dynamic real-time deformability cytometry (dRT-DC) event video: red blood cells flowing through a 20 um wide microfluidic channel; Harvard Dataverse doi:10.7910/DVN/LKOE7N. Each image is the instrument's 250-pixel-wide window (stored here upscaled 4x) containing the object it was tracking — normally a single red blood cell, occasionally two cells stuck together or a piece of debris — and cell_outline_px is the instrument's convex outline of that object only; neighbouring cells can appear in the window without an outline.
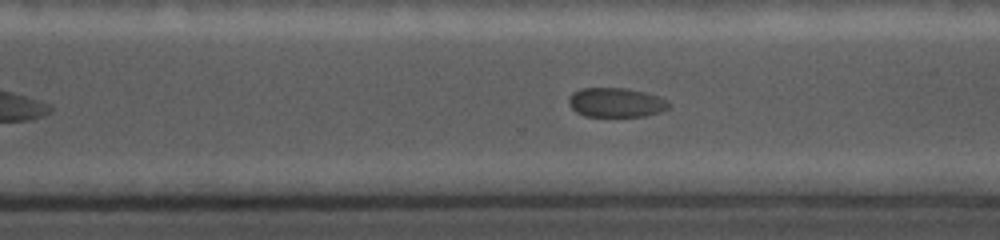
{"species": "common noctule bat (a hibernating species)", "species_latin": "Nyctalus noctula", "temperature_condition": "cold", "stored_images_in_passage": 61, "segment_of_instrument_passage": [1, 2], "camera_frame_rate_fps": 5000, "um_per_image_px": 0.085, "animal": {"sex": "female", "body_mass_g": 19.0, "forearm_length_mm": 56.7}, "frame": {"image": 1, "passage_image": 47, "time_ms": 9.2, "image_size_px": [1000, 240], "cell_outline_px": [[668, 108], [660, 112], [644, 116], [584, 116], [576, 112], [568, 104], [568, 100], [572, 92], [580, 88], [628, 88], [660, 96], [668, 100]], "centroid_in_image_um": [52.34, 8.7], "position_along_channel_um": 318.3, "area_um2": 17.22}}
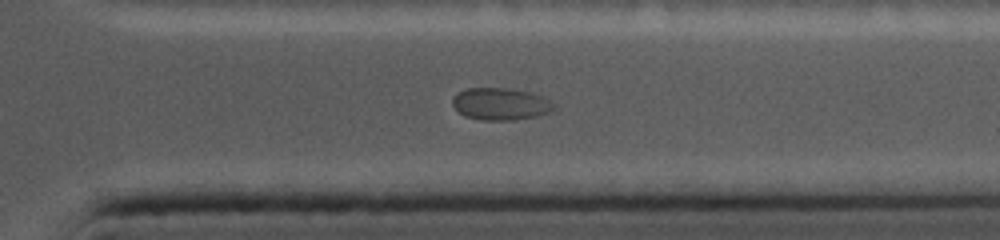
{"frame": {"image": 2, "passage_image": 54, "time_ms": 10.6, "image_size_px": [1000, 240], "cell_outline_px": [[556, 108], [548, 112], [536, 116], [512, 120], [480, 120], [464, 116], [452, 104], [452, 100], [456, 92], [468, 88], [508, 88], [528, 92], [544, 96], [556, 104]], "centroid_in_image_um": [42.55, 8.83], "position_along_channel_um": 368.8, "area_um2": 19.07}}
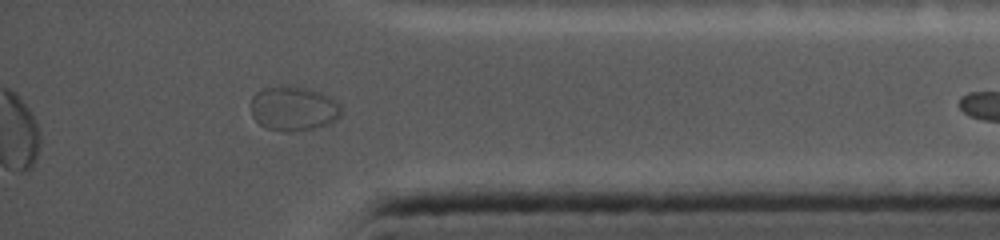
{"frame": {"image": 3, "passage_image": 60, "time_ms": 11.8, "image_size_px": [1000, 240], "cell_outline_px": [[340, 116], [332, 124], [292, 132], [288, 132], [264, 128], [252, 116], [252, 96], [256, 92], [264, 88], [304, 88], [320, 92], [332, 96], [340, 104]], "centroid_in_image_um": [24.98, 9.26], "position_along_channel_um": 410.2, "area_um2": 23.18}}